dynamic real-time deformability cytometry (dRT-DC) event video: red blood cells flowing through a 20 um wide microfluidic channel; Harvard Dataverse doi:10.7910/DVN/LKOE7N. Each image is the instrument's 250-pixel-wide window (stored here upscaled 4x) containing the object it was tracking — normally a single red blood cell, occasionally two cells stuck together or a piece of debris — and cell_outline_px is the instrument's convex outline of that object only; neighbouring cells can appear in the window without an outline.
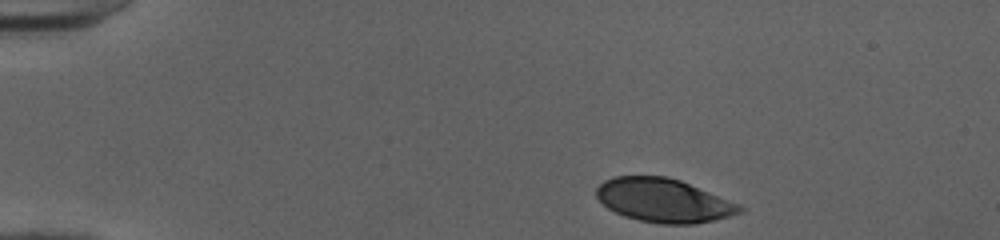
{"species": "human", "species_latin": "Homo sapiens", "temperature_condition": "cold", "stored_images_in_passage": 37, "camera_frame_rate_fps": 3000, "um_per_image_px": 0.085, "donor": {"sex": "female"}, "frame": {"image": 1, "passage_image": 1, "time_ms": 0.0, "image_size_px": [1000, 240], "cell_outline_px": [[744, 212], [696, 224], [660, 224], [640, 220], [624, 216], [608, 208], [596, 196], [596, 188], [604, 180], [612, 176], [668, 176], [680, 180], [740, 204], [744, 208]], "centroid_in_image_um": [56.41, 17.03], "position_along_channel_um": 28.6, "area_um2": 36.41}}
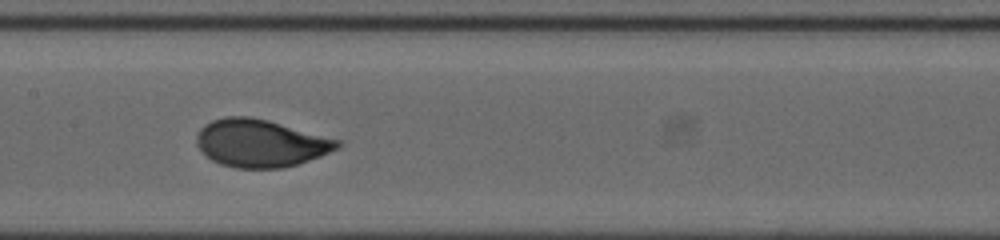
{"frame": {"image": 2, "passage_image": 19, "time_ms": 6.0, "image_size_px": [1000, 240], "cell_outline_px": [[344, 144], [320, 156], [284, 168], [236, 168], [220, 164], [212, 160], [196, 144], [196, 136], [200, 128], [204, 124], [212, 120], [228, 116], [248, 116], [268, 120], [344, 140]], "centroid_in_image_um": [22.17, 12.16], "position_along_channel_um": 185.2, "area_um2": 39.19}}
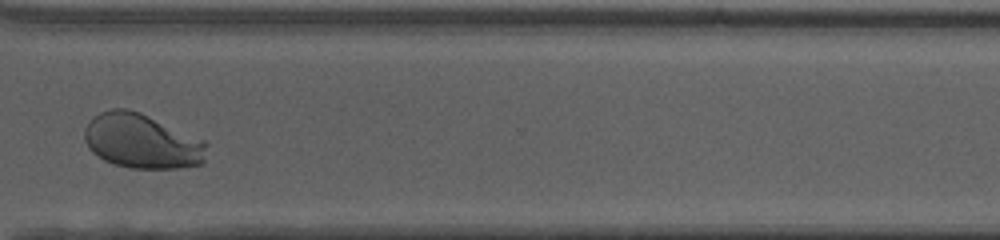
{"frame": {"image": 3, "passage_image": 32, "time_ms": 10.333, "image_size_px": [1000, 240], "cell_outline_px": [[208, 144], [204, 164], [176, 168], [132, 168], [116, 164], [104, 160], [92, 152], [88, 148], [84, 140], [84, 128], [92, 116], [100, 112], [112, 108], [128, 108], [140, 112], [204, 140]], "centroid_in_image_um": [12.04, 11.99], "position_along_channel_um": 358.6, "area_um2": 39.13}, "authors_computed_cell_mechanics": {"area_um2": 38.437, "velocity_mm_per_s": 3.9992, "shape_relaxation_time_tau1_ms": 3.1191, "shape_relaxation_time_tau2_ms": null, "deformation_change_tau1": 0.1471, "deformation_change_tau2": null}}